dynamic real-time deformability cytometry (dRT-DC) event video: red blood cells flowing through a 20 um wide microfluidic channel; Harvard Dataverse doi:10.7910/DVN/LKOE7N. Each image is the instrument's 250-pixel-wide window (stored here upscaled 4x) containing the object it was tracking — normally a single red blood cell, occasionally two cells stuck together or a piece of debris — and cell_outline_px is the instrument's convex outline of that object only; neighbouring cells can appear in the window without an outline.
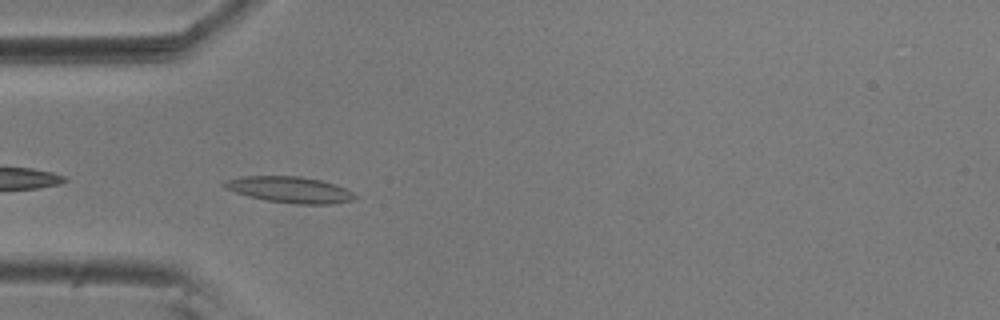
{"species": "common noctule bat (a hibernating species)", "species_latin": "Nyctalus noctula", "temperature_condition": "room temperature", "stored_images_in_passage": 32, "camera_frame_rate_fps": 3000, "um_per_image_px": 0.085, "animal": {"sex": "male", "body_mass_g": 20.5, "forearm_length_mm": 52.5}, "frame": {"image": 1, "passage_image": 2, "time_ms": 0.333, "image_size_px": [1000, 320], "cell_outline_px": [[356, 196], [352, 200], [332, 204], [296, 204], [268, 200], [248, 196], [236, 192], [220, 184], [228, 180], [240, 176], [300, 176], [320, 180], [336, 184], [352, 192]], "centroid_in_image_um": [24.65, 16.11], "position_along_channel_um": 60.4, "area_um2": 19.65}}
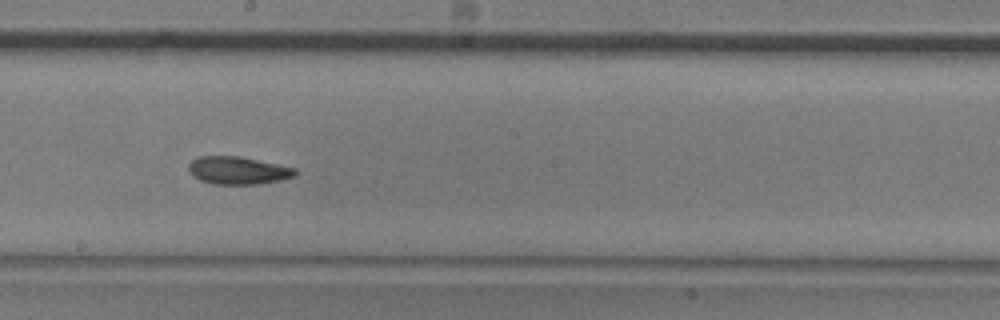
{"frame": {"image": 2, "passage_image": 16, "time_ms": 5.0, "image_size_px": [1000, 320], "cell_outline_px": [[300, 172], [296, 176], [280, 180], [256, 184], [212, 184], [200, 180], [192, 176], [188, 168], [188, 164], [196, 156], [240, 156], [296, 168]], "centroid_in_image_um": [20.23, 14.48], "position_along_channel_um": 228.0, "area_um2": 17.4}}
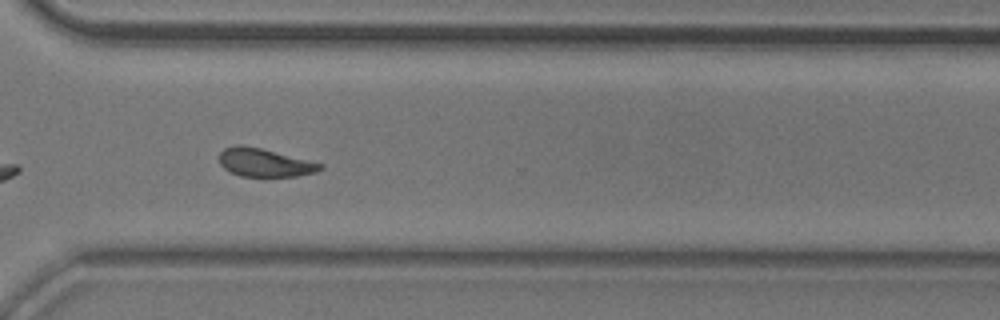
{"frame": {"image": 3, "passage_image": 26, "time_ms": 8.333, "image_size_px": [1000, 320], "cell_outline_px": [[324, 168], [316, 172], [296, 176], [240, 176], [224, 168], [220, 164], [220, 152], [224, 148], [236, 144], [240, 144], [260, 148], [324, 164]], "centroid_in_image_um": [22.49, 13.81], "position_along_channel_um": 348.1, "area_um2": 16.47}, "authors_computed_cell_mechanics": {"area_um2": 17.3111, "velocity_mm_per_s": 3.618, "shape_relaxation_time_tau1_ms": 5.2445, "shape_relaxation_time_tau2_ms": 6.0148, "deformation_change_tau1": 0.1502, "deformation_change_tau2": 0.1186}}